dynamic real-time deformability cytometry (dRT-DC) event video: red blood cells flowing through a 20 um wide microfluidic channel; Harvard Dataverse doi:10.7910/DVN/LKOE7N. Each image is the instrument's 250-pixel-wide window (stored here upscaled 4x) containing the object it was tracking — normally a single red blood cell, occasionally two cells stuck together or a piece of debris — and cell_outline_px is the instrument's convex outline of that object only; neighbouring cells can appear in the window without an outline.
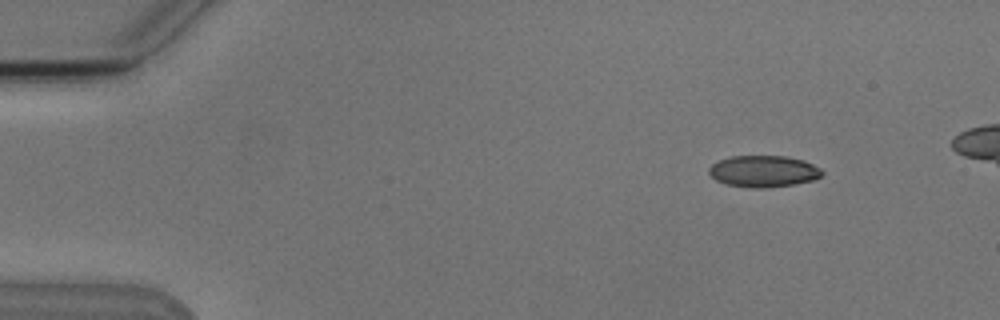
{"species": "Egyptian fruit bat (a non-hibernating species)", "species_latin": "Rousettus aegyptiacus", "temperature_condition": "cold", "stored_images_in_passage": 4, "camera_frame_rate_fps": 3000, "um_per_image_px": 0.085, "animal": {"sex": "male"}, "frame": {"image": 1, "passage_image": 1, "time_ms": 0.0, "image_size_px": [1000, 320], "cell_outline_px": [[824, 172], [820, 176], [812, 180], [792, 184], [764, 188], [752, 188], [724, 184], [716, 180], [708, 172], [708, 168], [712, 164], [720, 160], [732, 156], [784, 156], [804, 160], [820, 168]], "centroid_in_image_um": [64.87, 14.56], "position_along_channel_um": 20.1, "area_um2": 20.69}}